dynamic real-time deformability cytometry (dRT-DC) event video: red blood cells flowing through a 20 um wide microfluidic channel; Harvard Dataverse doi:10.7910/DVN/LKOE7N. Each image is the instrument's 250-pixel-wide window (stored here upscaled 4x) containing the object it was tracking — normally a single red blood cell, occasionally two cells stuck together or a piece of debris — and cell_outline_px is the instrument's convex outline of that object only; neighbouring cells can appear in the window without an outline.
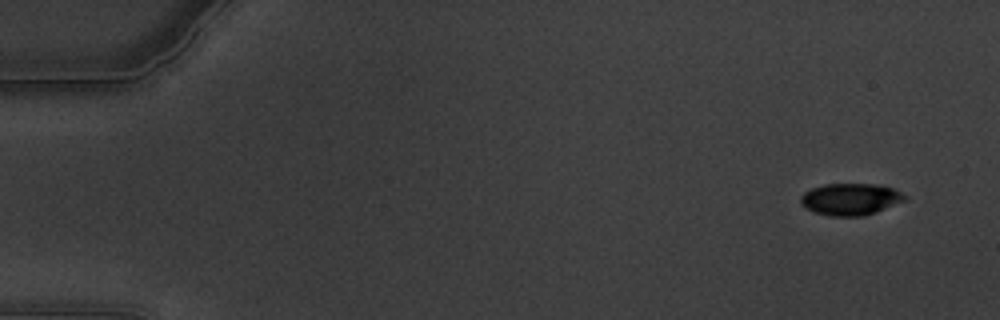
{"species": "common noctule bat (a hibernating species)", "species_latin": "Nyctalus noctula", "temperature_condition": "warm", "stored_images_in_passage": 61, "camera_frame_rate_fps": 3000, "um_per_image_px": 0.085, "animal": {"sex": "male", "body_mass_g": 19.5, "forearm_length_mm": 54.6}, "frame": {"image": 1, "passage_image": 4, "time_ms": 1.0, "image_size_px": [1000, 320], "cell_outline_px": [[908, 196], [904, 200], [876, 212], [864, 216], [832, 216], [816, 212], [800, 204], [800, 196], [804, 192], [812, 188], [824, 184], [876, 184], [892, 188]], "centroid_in_image_um": [72.27, 16.92], "position_along_channel_um": 12.7, "area_um2": 19.13}}
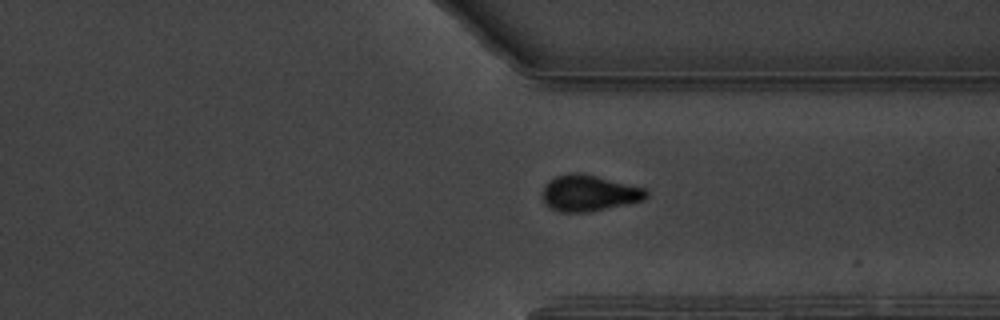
{"frame": {"image": 2, "passage_image": 47, "time_ms": 15.333, "image_size_px": [1000, 320], "cell_outline_px": [[648, 196], [644, 200], [588, 212], [560, 212], [552, 208], [544, 200], [544, 184], [548, 180], [556, 176], [568, 172], [584, 172], [644, 188], [648, 192]], "centroid_in_image_um": [50.07, 16.38], "position_along_channel_um": 361.3, "area_um2": 21.85}}
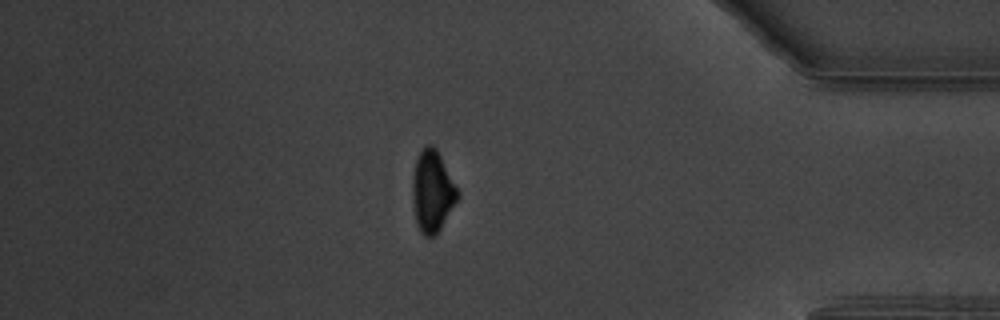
{"frame": {"image": 3, "passage_image": 53, "time_ms": 17.333, "image_size_px": [1000, 320], "cell_outline_px": [[460, 196], [436, 236], [424, 236], [420, 232], [416, 224], [412, 200], [412, 176], [416, 160], [424, 144], [432, 144], [436, 148], [460, 192]], "centroid_in_image_um": [36.74, 16.27], "position_along_channel_um": 398.5, "area_um2": 21.73}, "authors_computed_cell_mechanics": {"area_um2": 21.7328, "velocity_mm_per_s": 3.3514, "shape_relaxation_time_tau1_ms": 3.4799, "shape_relaxation_time_tau2_ms": null, "deformation_change_tau1": 0.1413, "deformation_change_tau2": null}}